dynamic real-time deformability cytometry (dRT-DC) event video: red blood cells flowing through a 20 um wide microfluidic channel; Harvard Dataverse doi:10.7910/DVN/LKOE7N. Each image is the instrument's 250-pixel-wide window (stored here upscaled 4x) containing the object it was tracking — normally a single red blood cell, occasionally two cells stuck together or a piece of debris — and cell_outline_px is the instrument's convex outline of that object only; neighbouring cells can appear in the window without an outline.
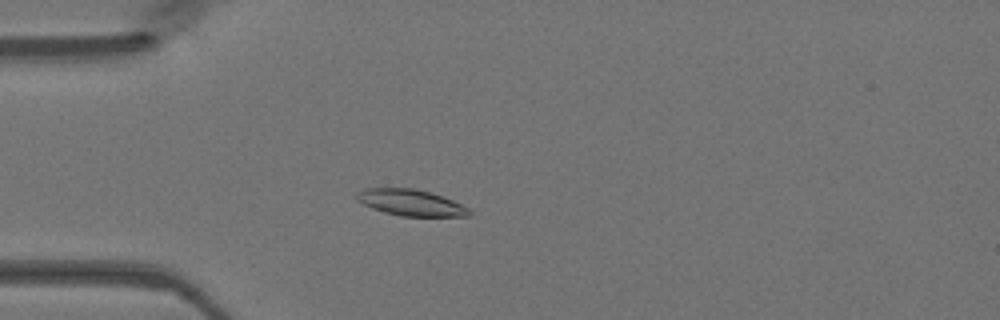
{"species": "Egyptian fruit bat (a non-hibernating species)", "species_latin": "Rousettus aegyptiacus", "temperature_condition": "warm", "stored_images_in_passage": 37, "camera_frame_rate_fps": 3000, "um_per_image_px": 0.085, "animal": {"sex": "female"}, "frame": {"image": 1, "passage_image": 4, "time_ms": 1.0, "image_size_px": [1000, 320], "cell_outline_px": [[472, 212], [468, 216], [400, 216], [384, 212], [372, 208], [356, 200], [356, 192], [364, 188], [412, 188], [432, 192], [452, 200], [468, 208]], "centroid_in_image_um": [34.89, 17.21], "position_along_channel_um": 50.1, "area_um2": 17.22}}
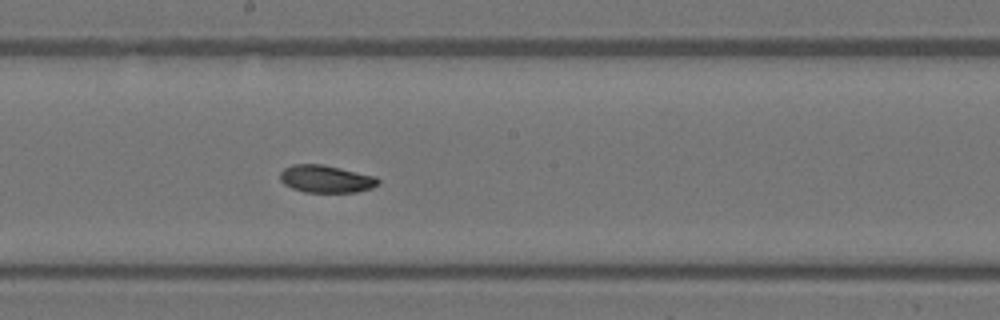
{"frame": {"image": 2, "passage_image": 17, "time_ms": 5.333, "image_size_px": [1000, 320], "cell_outline_px": [[380, 184], [372, 188], [356, 192], [304, 192], [292, 188], [284, 184], [280, 180], [280, 172], [284, 168], [292, 164], [320, 164], [340, 168], [376, 176], [380, 180]], "centroid_in_image_um": [27.72, 15.21], "position_along_channel_um": 220.5, "area_um2": 15.78}}
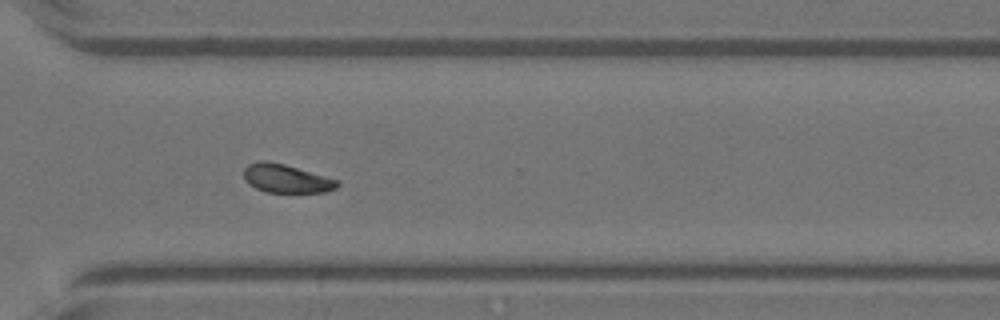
{"frame": {"image": 3, "passage_image": 26, "time_ms": 8.333, "image_size_px": [1000, 320], "cell_outline_px": [[340, 184], [336, 188], [324, 192], [264, 192], [248, 184], [244, 180], [244, 168], [248, 164], [260, 160], [264, 160], [284, 164], [340, 180]], "centroid_in_image_um": [24.32, 15.17], "position_along_channel_um": 346.3, "area_um2": 15.61}}